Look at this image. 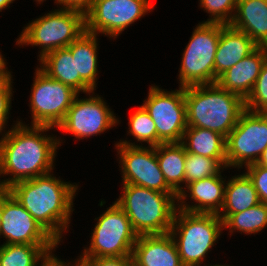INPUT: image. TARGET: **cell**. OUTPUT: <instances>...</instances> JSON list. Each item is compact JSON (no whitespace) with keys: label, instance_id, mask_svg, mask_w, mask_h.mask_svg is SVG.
Instances as JSON below:
<instances>
[{"label":"cell","instance_id":"cell-1","mask_svg":"<svg viewBox=\"0 0 267 266\" xmlns=\"http://www.w3.org/2000/svg\"><path fill=\"white\" fill-rule=\"evenodd\" d=\"M13 124L0 140V177L5 178H0V189L54 172L58 147L64 143L60 136L47 135L53 127L29 126L20 119Z\"/></svg>","mask_w":267,"mask_h":266},{"label":"cell","instance_id":"cell-2","mask_svg":"<svg viewBox=\"0 0 267 266\" xmlns=\"http://www.w3.org/2000/svg\"><path fill=\"white\" fill-rule=\"evenodd\" d=\"M53 172L12 184L7 190L61 245L69 231L79 185L65 182ZM62 240V241H61ZM61 242V243H60Z\"/></svg>","mask_w":267,"mask_h":266},{"label":"cell","instance_id":"cell-3","mask_svg":"<svg viewBox=\"0 0 267 266\" xmlns=\"http://www.w3.org/2000/svg\"><path fill=\"white\" fill-rule=\"evenodd\" d=\"M187 125L227 137L246 109L245 100L217 83L185 87Z\"/></svg>","mask_w":267,"mask_h":266},{"label":"cell","instance_id":"cell-4","mask_svg":"<svg viewBox=\"0 0 267 266\" xmlns=\"http://www.w3.org/2000/svg\"><path fill=\"white\" fill-rule=\"evenodd\" d=\"M114 202L126 213L134 232L140 235L170 232L177 210L178 194H167L134 184H122Z\"/></svg>","mask_w":267,"mask_h":266},{"label":"cell","instance_id":"cell-5","mask_svg":"<svg viewBox=\"0 0 267 266\" xmlns=\"http://www.w3.org/2000/svg\"><path fill=\"white\" fill-rule=\"evenodd\" d=\"M223 221L214 213L177 209L170 228L183 266H202L223 232Z\"/></svg>","mask_w":267,"mask_h":266},{"label":"cell","instance_id":"cell-6","mask_svg":"<svg viewBox=\"0 0 267 266\" xmlns=\"http://www.w3.org/2000/svg\"><path fill=\"white\" fill-rule=\"evenodd\" d=\"M29 21L15 45L39 47V59L56 49L68 47L85 31V14L72 9L57 7Z\"/></svg>","mask_w":267,"mask_h":266},{"label":"cell","instance_id":"cell-7","mask_svg":"<svg viewBox=\"0 0 267 266\" xmlns=\"http://www.w3.org/2000/svg\"><path fill=\"white\" fill-rule=\"evenodd\" d=\"M94 220L97 222L89 246L83 247L78 258L132 256L138 235L126 213L115 202Z\"/></svg>","mask_w":267,"mask_h":266},{"label":"cell","instance_id":"cell-8","mask_svg":"<svg viewBox=\"0 0 267 266\" xmlns=\"http://www.w3.org/2000/svg\"><path fill=\"white\" fill-rule=\"evenodd\" d=\"M220 37V23L200 22L182 53L179 86L214 83V61Z\"/></svg>","mask_w":267,"mask_h":266},{"label":"cell","instance_id":"cell-9","mask_svg":"<svg viewBox=\"0 0 267 266\" xmlns=\"http://www.w3.org/2000/svg\"><path fill=\"white\" fill-rule=\"evenodd\" d=\"M149 87L148 97L141 105L154 121L157 129V146L161 143H181L188 127L185 87L165 90L156 84Z\"/></svg>","mask_w":267,"mask_h":266},{"label":"cell","instance_id":"cell-10","mask_svg":"<svg viewBox=\"0 0 267 266\" xmlns=\"http://www.w3.org/2000/svg\"><path fill=\"white\" fill-rule=\"evenodd\" d=\"M266 148L267 112L245 109L226 137V167L237 168L239 171L257 163Z\"/></svg>","mask_w":267,"mask_h":266},{"label":"cell","instance_id":"cell-11","mask_svg":"<svg viewBox=\"0 0 267 266\" xmlns=\"http://www.w3.org/2000/svg\"><path fill=\"white\" fill-rule=\"evenodd\" d=\"M29 107L31 125L55 128L63 121L75 97L72 87L50 78L39 67L34 72Z\"/></svg>","mask_w":267,"mask_h":266},{"label":"cell","instance_id":"cell-12","mask_svg":"<svg viewBox=\"0 0 267 266\" xmlns=\"http://www.w3.org/2000/svg\"><path fill=\"white\" fill-rule=\"evenodd\" d=\"M154 7L152 0H92L85 13V31L115 40Z\"/></svg>","mask_w":267,"mask_h":266},{"label":"cell","instance_id":"cell-13","mask_svg":"<svg viewBox=\"0 0 267 266\" xmlns=\"http://www.w3.org/2000/svg\"><path fill=\"white\" fill-rule=\"evenodd\" d=\"M85 95L88 97L79 98L80 94L75 97L65 118L56 127V130L59 129L62 133H71L79 141L101 135L121 123L119 117L117 118L107 105L105 98L94 91Z\"/></svg>","mask_w":267,"mask_h":266},{"label":"cell","instance_id":"cell-14","mask_svg":"<svg viewBox=\"0 0 267 266\" xmlns=\"http://www.w3.org/2000/svg\"><path fill=\"white\" fill-rule=\"evenodd\" d=\"M122 184H134L167 194H177L159 167L156 147L115 144Z\"/></svg>","mask_w":267,"mask_h":266},{"label":"cell","instance_id":"cell-15","mask_svg":"<svg viewBox=\"0 0 267 266\" xmlns=\"http://www.w3.org/2000/svg\"><path fill=\"white\" fill-rule=\"evenodd\" d=\"M3 244L59 245L7 190L3 189L0 239Z\"/></svg>","mask_w":267,"mask_h":266},{"label":"cell","instance_id":"cell-16","mask_svg":"<svg viewBox=\"0 0 267 266\" xmlns=\"http://www.w3.org/2000/svg\"><path fill=\"white\" fill-rule=\"evenodd\" d=\"M225 169L228 170L224 167L217 175L187 184L178 193L177 209L191 213L218 214L224 203L227 176H222V172ZM188 199L193 202H189Z\"/></svg>","mask_w":267,"mask_h":266},{"label":"cell","instance_id":"cell-17","mask_svg":"<svg viewBox=\"0 0 267 266\" xmlns=\"http://www.w3.org/2000/svg\"><path fill=\"white\" fill-rule=\"evenodd\" d=\"M99 35L84 31L67 48L76 65V91L86 94L96 91L98 78Z\"/></svg>","mask_w":267,"mask_h":266},{"label":"cell","instance_id":"cell-18","mask_svg":"<svg viewBox=\"0 0 267 266\" xmlns=\"http://www.w3.org/2000/svg\"><path fill=\"white\" fill-rule=\"evenodd\" d=\"M132 260L133 266H183L170 233L138 236Z\"/></svg>","mask_w":267,"mask_h":266},{"label":"cell","instance_id":"cell-19","mask_svg":"<svg viewBox=\"0 0 267 266\" xmlns=\"http://www.w3.org/2000/svg\"><path fill=\"white\" fill-rule=\"evenodd\" d=\"M259 46L243 31L230 24H220V37L214 61V83L217 78Z\"/></svg>","mask_w":267,"mask_h":266},{"label":"cell","instance_id":"cell-20","mask_svg":"<svg viewBox=\"0 0 267 266\" xmlns=\"http://www.w3.org/2000/svg\"><path fill=\"white\" fill-rule=\"evenodd\" d=\"M266 60L267 47H258L250 55L221 74L216 83L228 92L235 93L245 100L251 93Z\"/></svg>","mask_w":267,"mask_h":266},{"label":"cell","instance_id":"cell-21","mask_svg":"<svg viewBox=\"0 0 267 266\" xmlns=\"http://www.w3.org/2000/svg\"><path fill=\"white\" fill-rule=\"evenodd\" d=\"M230 25L259 46L267 47V0H238Z\"/></svg>","mask_w":267,"mask_h":266},{"label":"cell","instance_id":"cell-22","mask_svg":"<svg viewBox=\"0 0 267 266\" xmlns=\"http://www.w3.org/2000/svg\"><path fill=\"white\" fill-rule=\"evenodd\" d=\"M181 144L187 153L214 158L226 167V137L222 134L209 129L188 126Z\"/></svg>","mask_w":267,"mask_h":266},{"label":"cell","instance_id":"cell-23","mask_svg":"<svg viewBox=\"0 0 267 266\" xmlns=\"http://www.w3.org/2000/svg\"><path fill=\"white\" fill-rule=\"evenodd\" d=\"M260 203L258 193L245 174L229 177L225 186L224 203L217 214L224 222L231 214L242 212Z\"/></svg>","mask_w":267,"mask_h":266},{"label":"cell","instance_id":"cell-24","mask_svg":"<svg viewBox=\"0 0 267 266\" xmlns=\"http://www.w3.org/2000/svg\"><path fill=\"white\" fill-rule=\"evenodd\" d=\"M186 153L181 143H161L156 146L159 167L167 184L177 194L185 186Z\"/></svg>","mask_w":267,"mask_h":266},{"label":"cell","instance_id":"cell-25","mask_svg":"<svg viewBox=\"0 0 267 266\" xmlns=\"http://www.w3.org/2000/svg\"><path fill=\"white\" fill-rule=\"evenodd\" d=\"M58 247V245L1 244L0 266H40Z\"/></svg>","mask_w":267,"mask_h":266},{"label":"cell","instance_id":"cell-26","mask_svg":"<svg viewBox=\"0 0 267 266\" xmlns=\"http://www.w3.org/2000/svg\"><path fill=\"white\" fill-rule=\"evenodd\" d=\"M39 68L50 78L72 87L76 91V65L67 47L56 49L39 60Z\"/></svg>","mask_w":267,"mask_h":266},{"label":"cell","instance_id":"cell-27","mask_svg":"<svg viewBox=\"0 0 267 266\" xmlns=\"http://www.w3.org/2000/svg\"><path fill=\"white\" fill-rule=\"evenodd\" d=\"M267 227V205L259 203L245 211L231 214L224 222L223 229L228 230V235L239 232L240 234L255 235Z\"/></svg>","mask_w":267,"mask_h":266},{"label":"cell","instance_id":"cell-28","mask_svg":"<svg viewBox=\"0 0 267 266\" xmlns=\"http://www.w3.org/2000/svg\"><path fill=\"white\" fill-rule=\"evenodd\" d=\"M127 134L133 136L132 138L136 139L135 143L131 142L130 139L124 140L120 139L115 144H124L127 146H147L156 147L157 146V129L154 121L146 110L139 106L128 119V129ZM146 145H144V143ZM143 143V144H142Z\"/></svg>","mask_w":267,"mask_h":266},{"label":"cell","instance_id":"cell-29","mask_svg":"<svg viewBox=\"0 0 267 266\" xmlns=\"http://www.w3.org/2000/svg\"><path fill=\"white\" fill-rule=\"evenodd\" d=\"M223 168L214 158L186 153L185 186L191 182L217 175Z\"/></svg>","mask_w":267,"mask_h":266},{"label":"cell","instance_id":"cell-30","mask_svg":"<svg viewBox=\"0 0 267 266\" xmlns=\"http://www.w3.org/2000/svg\"><path fill=\"white\" fill-rule=\"evenodd\" d=\"M238 0H199V6L209 14L210 23L230 24L233 20Z\"/></svg>","mask_w":267,"mask_h":266},{"label":"cell","instance_id":"cell-31","mask_svg":"<svg viewBox=\"0 0 267 266\" xmlns=\"http://www.w3.org/2000/svg\"><path fill=\"white\" fill-rule=\"evenodd\" d=\"M245 108L252 112H267V60L262 65L251 93L245 99Z\"/></svg>","mask_w":267,"mask_h":266},{"label":"cell","instance_id":"cell-32","mask_svg":"<svg viewBox=\"0 0 267 266\" xmlns=\"http://www.w3.org/2000/svg\"><path fill=\"white\" fill-rule=\"evenodd\" d=\"M13 75H11L1 86H0V136H4L7 130V123L9 122L10 110L13 97ZM7 131H6V130ZM0 137V140L2 139Z\"/></svg>","mask_w":267,"mask_h":266},{"label":"cell","instance_id":"cell-33","mask_svg":"<svg viewBox=\"0 0 267 266\" xmlns=\"http://www.w3.org/2000/svg\"><path fill=\"white\" fill-rule=\"evenodd\" d=\"M244 173L252 181L260 202L267 205V168L253 163L245 167Z\"/></svg>","mask_w":267,"mask_h":266},{"label":"cell","instance_id":"cell-34","mask_svg":"<svg viewBox=\"0 0 267 266\" xmlns=\"http://www.w3.org/2000/svg\"><path fill=\"white\" fill-rule=\"evenodd\" d=\"M76 259L81 266H133L132 256Z\"/></svg>","mask_w":267,"mask_h":266},{"label":"cell","instance_id":"cell-35","mask_svg":"<svg viewBox=\"0 0 267 266\" xmlns=\"http://www.w3.org/2000/svg\"><path fill=\"white\" fill-rule=\"evenodd\" d=\"M59 8L77 10L86 13L91 6L92 0H54ZM61 6V7H60Z\"/></svg>","mask_w":267,"mask_h":266},{"label":"cell","instance_id":"cell-36","mask_svg":"<svg viewBox=\"0 0 267 266\" xmlns=\"http://www.w3.org/2000/svg\"><path fill=\"white\" fill-rule=\"evenodd\" d=\"M79 262L75 259L72 261L65 262L64 260L58 258L54 253L49 255V257L42 262L40 266H79Z\"/></svg>","mask_w":267,"mask_h":266},{"label":"cell","instance_id":"cell-37","mask_svg":"<svg viewBox=\"0 0 267 266\" xmlns=\"http://www.w3.org/2000/svg\"><path fill=\"white\" fill-rule=\"evenodd\" d=\"M6 59L0 64V86L12 75V71L8 70Z\"/></svg>","mask_w":267,"mask_h":266},{"label":"cell","instance_id":"cell-38","mask_svg":"<svg viewBox=\"0 0 267 266\" xmlns=\"http://www.w3.org/2000/svg\"><path fill=\"white\" fill-rule=\"evenodd\" d=\"M257 164L267 168V148L263 151L262 155L257 161Z\"/></svg>","mask_w":267,"mask_h":266},{"label":"cell","instance_id":"cell-39","mask_svg":"<svg viewBox=\"0 0 267 266\" xmlns=\"http://www.w3.org/2000/svg\"><path fill=\"white\" fill-rule=\"evenodd\" d=\"M15 0H0V12L5 9H9L10 5L14 2Z\"/></svg>","mask_w":267,"mask_h":266},{"label":"cell","instance_id":"cell-40","mask_svg":"<svg viewBox=\"0 0 267 266\" xmlns=\"http://www.w3.org/2000/svg\"><path fill=\"white\" fill-rule=\"evenodd\" d=\"M2 212H3V189H0V229L2 223Z\"/></svg>","mask_w":267,"mask_h":266},{"label":"cell","instance_id":"cell-41","mask_svg":"<svg viewBox=\"0 0 267 266\" xmlns=\"http://www.w3.org/2000/svg\"><path fill=\"white\" fill-rule=\"evenodd\" d=\"M205 264L203 266H229V265H225V264L224 265L223 264H220V265L219 264H216V265H214V264L212 265L211 264V265H209V263L207 264L206 262H205Z\"/></svg>","mask_w":267,"mask_h":266},{"label":"cell","instance_id":"cell-42","mask_svg":"<svg viewBox=\"0 0 267 266\" xmlns=\"http://www.w3.org/2000/svg\"><path fill=\"white\" fill-rule=\"evenodd\" d=\"M6 58H4V56L2 55V53L0 52V64L5 60Z\"/></svg>","mask_w":267,"mask_h":266},{"label":"cell","instance_id":"cell-43","mask_svg":"<svg viewBox=\"0 0 267 266\" xmlns=\"http://www.w3.org/2000/svg\"><path fill=\"white\" fill-rule=\"evenodd\" d=\"M37 4H43V1H45L46 2V0H34Z\"/></svg>","mask_w":267,"mask_h":266}]
</instances>
